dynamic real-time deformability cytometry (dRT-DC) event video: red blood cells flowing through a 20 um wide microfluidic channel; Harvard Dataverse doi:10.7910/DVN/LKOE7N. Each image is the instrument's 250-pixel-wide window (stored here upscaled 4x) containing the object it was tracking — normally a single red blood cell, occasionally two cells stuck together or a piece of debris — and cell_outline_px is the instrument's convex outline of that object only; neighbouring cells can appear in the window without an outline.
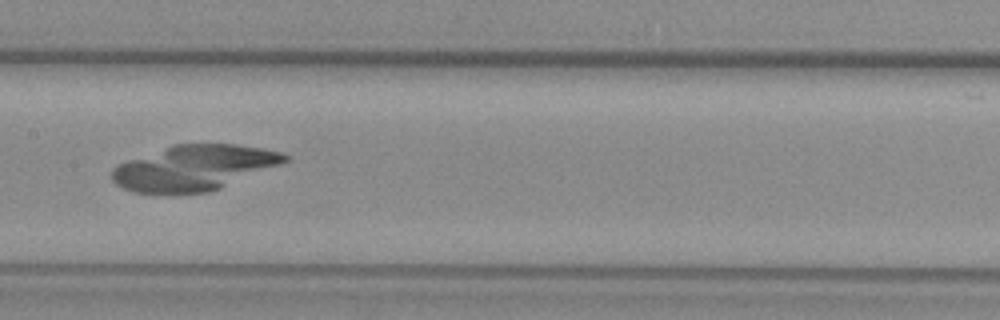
{"species": "common noctule bat (a hibernating species)", "species_latin": "Nyctalus noctula", "temperature_condition": "warm", "stored_images_in_passage": 53, "camera_frame_rate_fps": 3000, "um_per_image_px": 0.085, "animal": {"sex": "female", "body_mass_g": 29.2, "forearm_length_mm": 56.3}, "frame": {"image": 1, "passage_image": 27, "time_ms": 8.667, "image_size_px": [1000, 320], "cell_outline_px": [[216, 184], [208, 188], [140, 188], [128, 184], [120, 180], [116, 176], [120, 168], [140, 164]], "centroid_in_image_um": [13.42, 15.17], "position_along_channel_um": 194.0, "area_um2": 10.4}}
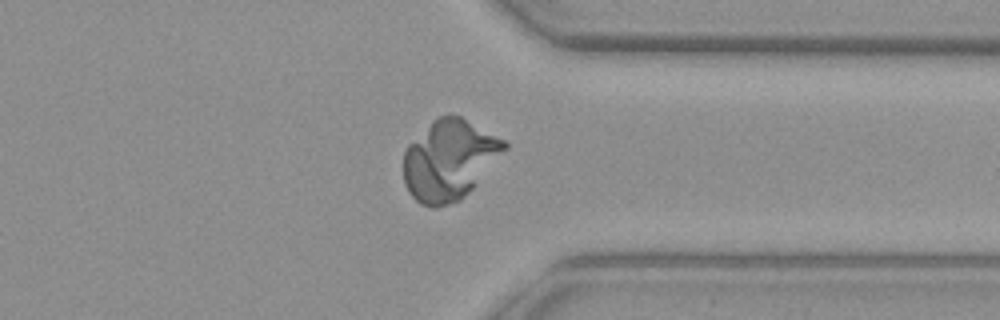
{"frame": {"image": 2, "passage_image": 41, "time_ms": 13.333, "image_size_px": [1000, 320], "cell_outline_px": [[472, 184], [460, 196], [436, 204], [428, 204], [420, 200], [412, 192], [404, 176], [404, 160], [408, 148], [416, 144]], "centroid_in_image_um": [36.7, 15.09], "position_along_channel_um": 374.7, "area_um2": 17.34}}
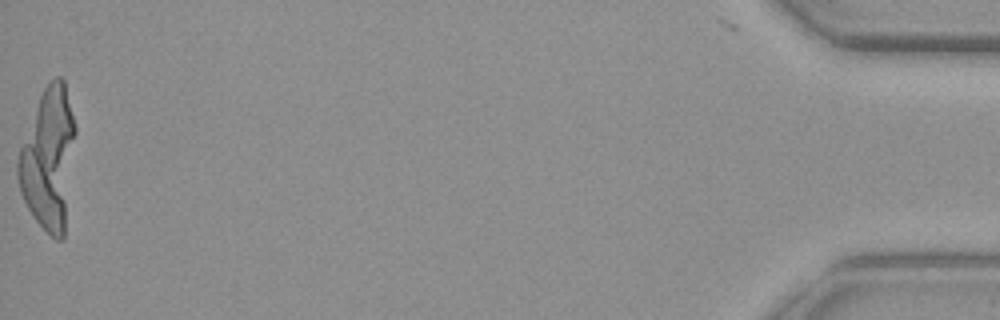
{"frame": {"image": 3, "passage_image": 53, "time_ms": 17.333, "image_size_px": [1000, 320], "cell_outline_px": [[72, 136], [60, 228], [52, 220], [36, 160], [36, 156], [60, 80], [64, 84], [72, 120]], "centroid_in_image_um": [4.76, 13.04], "position_along_channel_um": 430.4, "area_um2": 21.96}}